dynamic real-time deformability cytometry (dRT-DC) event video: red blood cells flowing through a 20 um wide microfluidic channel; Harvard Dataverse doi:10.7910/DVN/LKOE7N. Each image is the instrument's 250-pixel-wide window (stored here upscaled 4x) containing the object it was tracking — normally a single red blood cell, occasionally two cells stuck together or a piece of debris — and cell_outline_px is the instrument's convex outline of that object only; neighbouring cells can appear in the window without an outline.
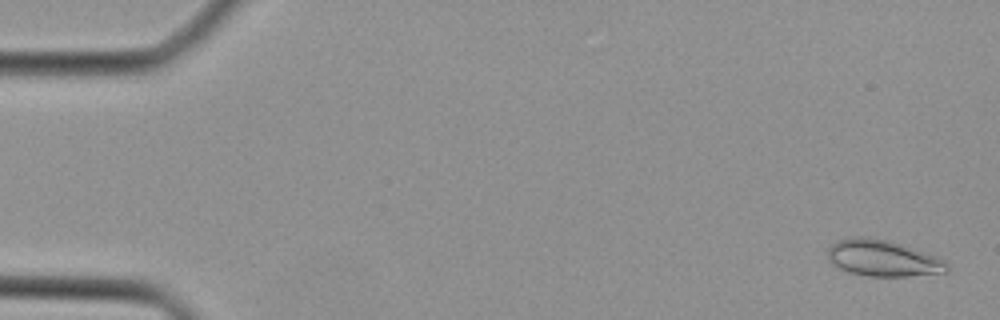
{"species": "Egyptian fruit bat (a non-hibernating species)", "species_latin": "Rousettus aegyptiacus", "temperature_condition": "cold", "stored_images_in_passage": 41, "camera_frame_rate_fps": 3000, "um_per_image_px": 0.085, "animal": {"sex": "female"}, "frame": {"image": 1, "passage_image": 2, "time_ms": 0.333, "image_size_px": [1000, 320], "cell_outline_px": [[948, 272], [904, 276], [868, 276], [848, 272], [832, 264], [828, 260], [828, 248], [832, 244], [840, 240], [852, 236], [860, 236], [888, 240], [936, 256], [944, 260], [948, 264]], "centroid_in_image_um": [75.02, 21.95], "position_along_channel_um": 10.0, "area_um2": 25.03}}
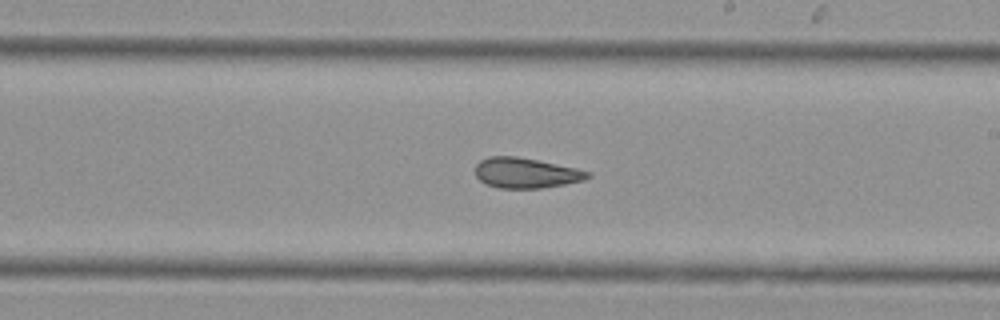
{"frame": {"image": 2, "passage_image": 24, "time_ms": 7.667, "image_size_px": [1000, 320], "cell_outline_px": [[592, 176], [584, 180], [564, 184], [540, 188], [496, 188], [484, 184], [476, 176], [476, 164], [480, 160], [488, 156], [516, 156], [576, 168], [592, 172]], "centroid_in_image_um": [44.69, 14.7], "position_along_channel_um": 244.3, "area_um2": 19.88}}
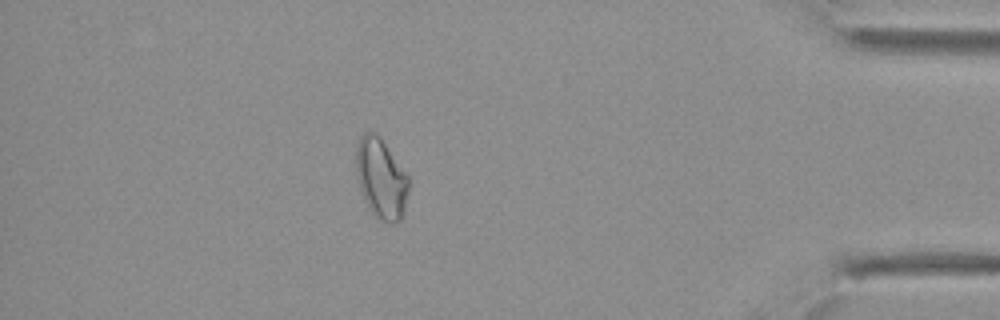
{"frame": {"image": 3, "passage_image": 36, "time_ms": 11.667, "image_size_px": [1000, 320], "cell_outline_px": [[408, 192], [404, 208], [400, 220], [396, 224], [392, 224], [380, 220], [368, 208], [364, 200], [360, 188], [356, 172], [356, 148], [360, 136], [364, 132], [372, 132], [384, 144], [408, 176]], "centroid_in_image_um": [32.37, 15.22], "position_along_channel_um": 402.8, "area_um2": 24.04}}